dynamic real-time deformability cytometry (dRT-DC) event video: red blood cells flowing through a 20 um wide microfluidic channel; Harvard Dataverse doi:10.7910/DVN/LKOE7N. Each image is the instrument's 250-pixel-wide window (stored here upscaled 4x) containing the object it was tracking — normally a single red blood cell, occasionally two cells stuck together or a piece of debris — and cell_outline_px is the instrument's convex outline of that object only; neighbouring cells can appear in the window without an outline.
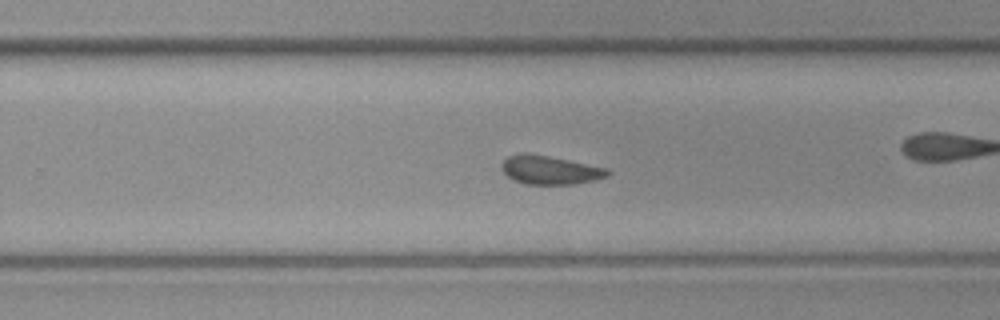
{"species": "common noctule bat (a hibernating species)", "species_latin": "Nyctalus noctula", "temperature_condition": "cold", "stored_images_in_passage": 35, "camera_frame_rate_fps": 3000, "um_per_image_px": 0.085, "animal": {"sex": "female", "body_mass_g": 19.3, "forearm_length_mm": 54.1}, "frame": {"image": 1, "passage_image": 16, "time_ms": 5.0, "image_size_px": [1000, 320], "cell_outline_px": [[612, 172], [608, 176], [592, 180], [572, 184], [524, 184], [512, 180], [500, 168], [500, 164], [508, 156], [524, 152], [528, 152], [608, 168]], "centroid_in_image_um": [46.71, 14.44], "position_along_channel_um": 283.1, "area_um2": 17.74}}